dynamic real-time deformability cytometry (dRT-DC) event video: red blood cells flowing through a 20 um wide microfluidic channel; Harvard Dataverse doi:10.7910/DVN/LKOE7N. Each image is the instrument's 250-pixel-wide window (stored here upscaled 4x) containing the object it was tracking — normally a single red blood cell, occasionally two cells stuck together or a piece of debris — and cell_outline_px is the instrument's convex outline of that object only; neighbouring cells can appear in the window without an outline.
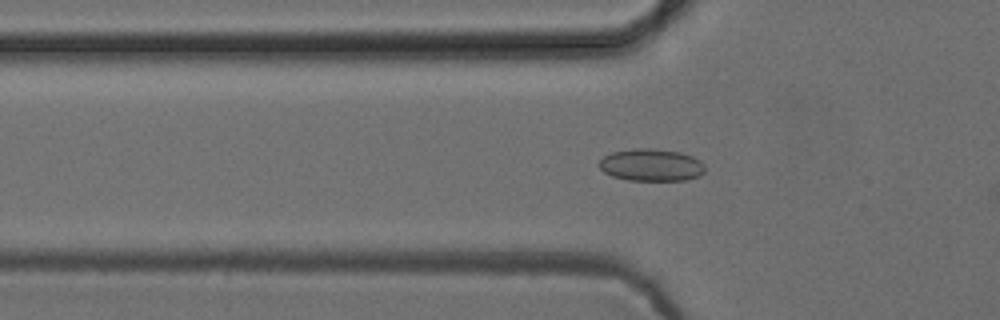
{"species": "common noctule bat (a hibernating species)", "species_latin": "Nyctalus noctula", "temperature_condition": "cold", "stored_images_in_passage": 45, "camera_frame_rate_fps": 3000, "um_per_image_px": 0.085, "animal": {"sex": "female", "body_mass_g": 24.6, "forearm_length_mm": 56.2}, "frame": {"image": 1, "passage_image": 10, "time_ms": 3.0, "image_size_px": [1000, 320], "cell_outline_px": [[704, 172], [700, 176], [684, 180], [628, 180], [612, 176], [604, 172], [596, 164], [604, 156], [612, 152], [632, 148], [648, 148], [680, 152], [692, 156], [700, 160], [704, 164]], "centroid_in_image_um": [55.34, 14.02], "position_along_channel_um": 70.5, "area_um2": 20.0}}
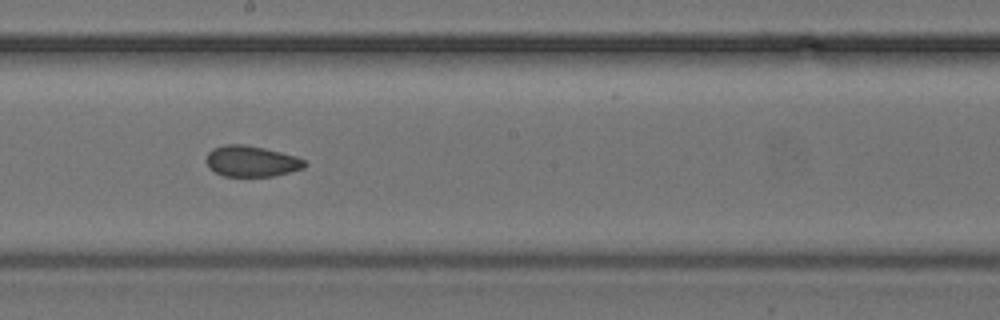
{"frame": {"image": 2, "passage_image": 22, "time_ms": 7.0, "image_size_px": [1000, 320], "cell_outline_px": [[308, 164], [304, 168], [272, 176], [224, 176], [208, 168], [208, 152], [212, 148], [224, 144], [244, 144], [264, 148], [296, 156], [304, 160]], "centroid_in_image_um": [21.38, 13.7], "position_along_channel_um": 226.8, "area_um2": 17.63}}
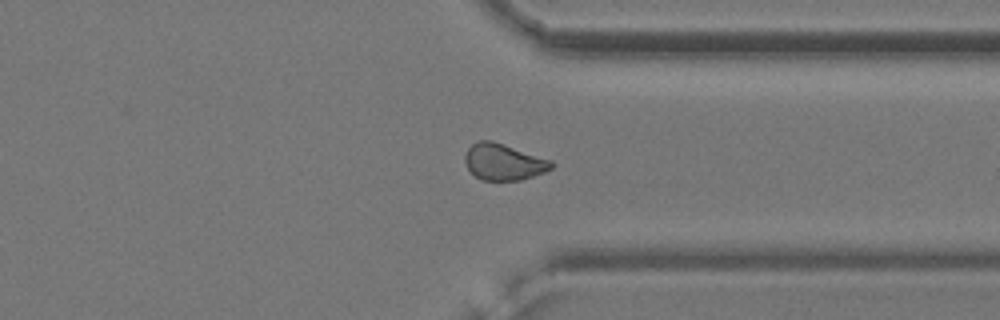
{"frame": {"image": 3, "passage_image": 33, "time_ms": 10.667, "image_size_px": [1000, 320], "cell_outline_px": [[556, 164], [552, 168], [544, 172], [520, 180], [480, 180], [468, 168], [464, 160], [464, 156], [468, 148], [472, 144], [480, 140], [492, 140], [552, 160]], "centroid_in_image_um": [42.82, 13.76], "position_along_channel_um": 368.6, "area_um2": 18.32}, "authors_computed_cell_mechanics": {"area_um2": 18.0914, "velocity_mm_per_s": 3.8877, "shape_relaxation_time_tau1_ms": null, "shape_relaxation_time_tau2_ms": 2.6278, "deformation_change_tau1": null, "deformation_change_tau2": 0.062}}